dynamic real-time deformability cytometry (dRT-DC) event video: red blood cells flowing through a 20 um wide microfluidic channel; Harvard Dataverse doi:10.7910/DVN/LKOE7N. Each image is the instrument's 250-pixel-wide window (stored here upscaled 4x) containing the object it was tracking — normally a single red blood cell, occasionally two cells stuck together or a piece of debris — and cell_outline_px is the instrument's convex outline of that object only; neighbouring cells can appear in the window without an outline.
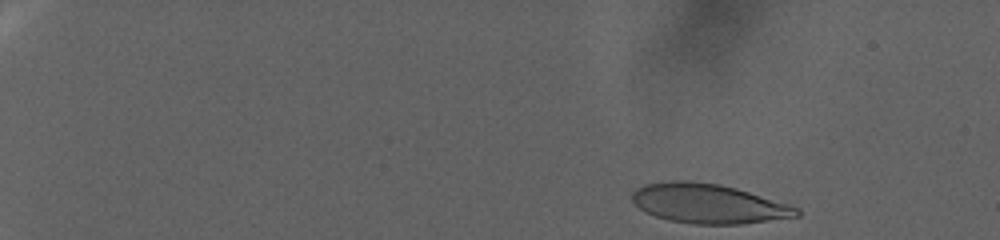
{"species": "human", "species_latin": "Homo sapiens", "temperature_condition": "warm", "stored_images_in_passage": 83, "camera_frame_rate_fps": 3000, "um_per_image_px": 0.085, "donor": {"sex": "female"}, "frame": {"image": 1, "passage_image": 3, "time_ms": 0.667, "image_size_px": [1000, 240], "cell_outline_px": [[800, 216], [740, 224], [692, 224], [672, 220], [656, 216], [644, 212], [632, 200], [632, 192], [636, 188], [644, 184], [672, 180], [688, 180], [720, 184], [736, 188], [788, 204], [800, 208]], "centroid_in_image_um": [60.2, 17.3], "position_along_channel_um": 24.8, "area_um2": 37.8}}
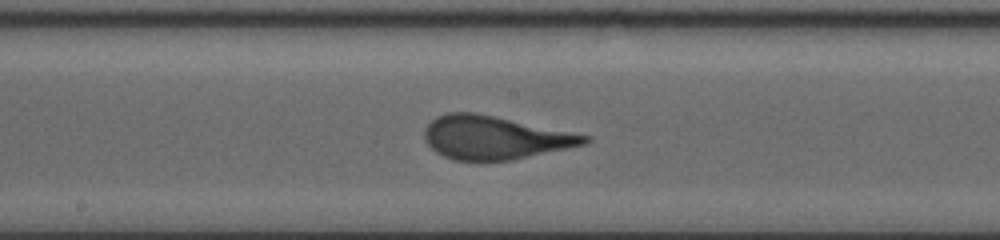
{"frame": {"image": 2, "passage_image": 48, "time_ms": 15.667, "image_size_px": [1000, 240], "cell_outline_px": [[592, 140], [588, 144], [512, 160], [452, 160], [436, 152], [424, 140], [424, 128], [436, 116], [448, 112], [476, 112], [592, 136]], "centroid_in_image_um": [42.07, 11.69], "position_along_channel_um": 206.1, "area_um2": 40.58}}
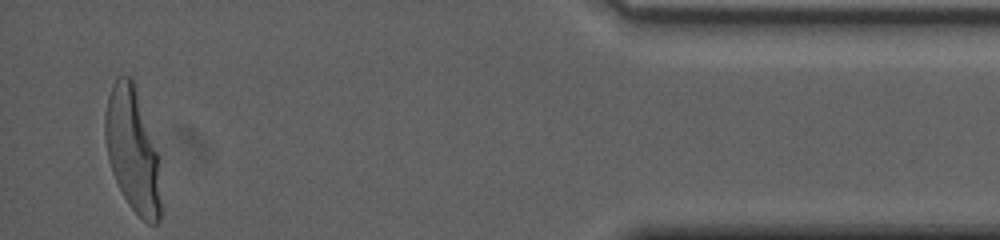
{"frame": {"image": 3, "passage_image": 83, "time_ms": 27.333, "image_size_px": [1000, 240], "cell_outline_px": [[160, 220], [156, 224], [148, 224], [128, 204], [112, 172], [108, 160], [104, 136], [104, 112], [108, 96], [112, 84], [120, 76], [132, 76], [136, 88], [156, 152], [160, 200]], "centroid_in_image_um": [11.21, 12.74], "position_along_channel_um": 424.0, "area_um2": 39.48}}